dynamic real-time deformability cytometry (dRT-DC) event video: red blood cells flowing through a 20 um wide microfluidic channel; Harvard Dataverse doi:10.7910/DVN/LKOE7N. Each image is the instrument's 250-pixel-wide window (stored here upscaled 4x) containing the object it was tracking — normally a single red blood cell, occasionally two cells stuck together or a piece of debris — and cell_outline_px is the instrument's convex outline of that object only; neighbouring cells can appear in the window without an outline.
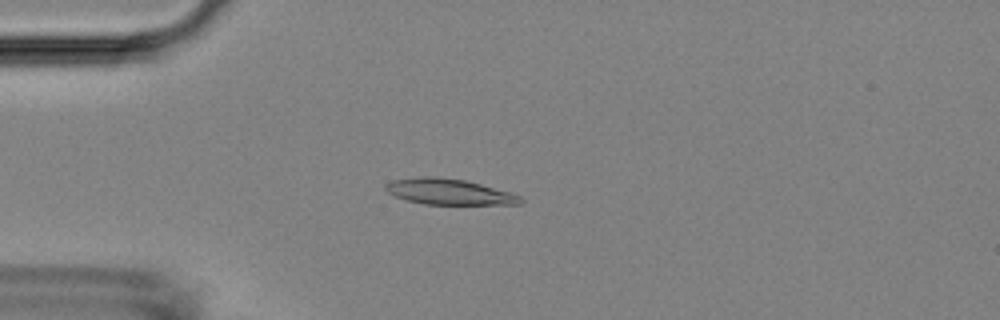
{"species": "Egyptian fruit bat (a non-hibernating species)", "species_latin": "Rousettus aegyptiacus", "temperature_condition": "room temperature", "stored_images_in_passage": 4, "camera_frame_rate_fps": 3000, "um_per_image_px": 0.085, "animal": {"sex": "female"}, "frame": {"image": 1, "passage_image": 4, "time_ms": 1.0, "image_size_px": [1000, 320], "cell_outline_px": [[524, 200], [520, 204], [424, 204], [408, 200], [396, 196], [388, 192], [384, 188], [384, 184], [392, 180], [420, 176], [436, 176], [464, 180], [480, 184], [508, 192], [520, 196]], "centroid_in_image_um": [38.12, 16.29], "position_along_channel_um": 46.9, "area_um2": 20.06}}